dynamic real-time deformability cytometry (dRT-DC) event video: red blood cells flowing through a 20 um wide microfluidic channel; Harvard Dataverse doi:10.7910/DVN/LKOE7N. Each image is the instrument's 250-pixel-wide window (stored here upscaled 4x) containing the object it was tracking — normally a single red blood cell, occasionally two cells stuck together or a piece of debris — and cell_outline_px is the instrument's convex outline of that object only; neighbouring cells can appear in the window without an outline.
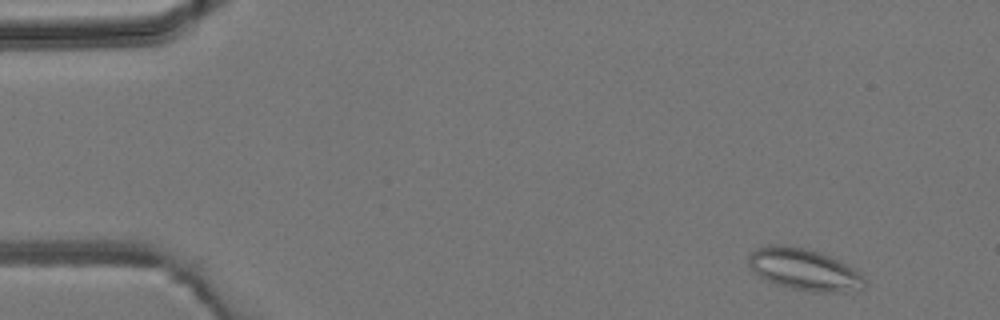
{"species": "common noctule bat (a hibernating species)", "species_latin": "Nyctalus noctula", "temperature_condition": "room temperature", "stored_images_in_passage": 4, "camera_frame_rate_fps": 3000, "um_per_image_px": 0.085, "animal": {"sex": "male", "body_mass_g": 19.2, "forearm_length_mm": 51.8}, "frame": {"image": 1, "passage_image": 1, "time_ms": 0.0, "image_size_px": [1000, 320], "cell_outline_px": [[868, 284], [864, 288], [844, 292], [812, 292], [792, 288], [776, 284], [760, 276], [748, 264], [748, 256], [756, 248], [772, 244], [788, 244], [820, 252], [840, 260], [848, 264], [868, 280]], "centroid_in_image_um": [68.41, 22.9], "position_along_channel_um": 16.6, "area_um2": 28.44}}